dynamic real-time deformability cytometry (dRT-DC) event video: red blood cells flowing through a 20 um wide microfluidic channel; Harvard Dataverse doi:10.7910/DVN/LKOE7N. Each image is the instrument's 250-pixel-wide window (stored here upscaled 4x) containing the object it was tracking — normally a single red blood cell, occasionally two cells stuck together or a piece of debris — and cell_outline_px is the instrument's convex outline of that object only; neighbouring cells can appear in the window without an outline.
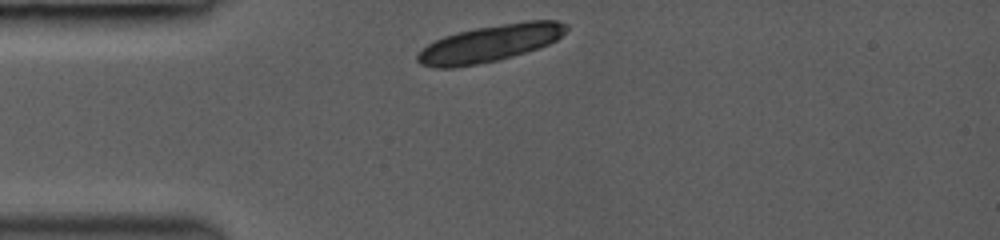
{"species": "common noctule bat (a hibernating species)", "species_latin": "Nyctalus noctula", "temperature_condition": "room temperature", "stored_images_in_passage": 2, "camera_frame_rate_fps": 3000, "um_per_image_px": 0.085, "animal": {"sex": "female", "body_mass_g": 19.0, "forearm_length_mm": 53.3}, "frame": {"image": 1, "passage_image": 1, "time_ms": 0.0, "image_size_px": [1000, 240], "cell_outline_px": [[568, 28], [556, 40], [548, 44], [500, 60], [452, 68], [432, 68], [420, 64], [416, 60], [416, 56], [428, 44], [444, 36], [456, 32], [476, 28], [528, 20], [556, 20], [568, 24]], "centroid_in_image_um": [41.63, 3.69], "position_along_channel_um": 43.4, "area_um2": 31.73}}